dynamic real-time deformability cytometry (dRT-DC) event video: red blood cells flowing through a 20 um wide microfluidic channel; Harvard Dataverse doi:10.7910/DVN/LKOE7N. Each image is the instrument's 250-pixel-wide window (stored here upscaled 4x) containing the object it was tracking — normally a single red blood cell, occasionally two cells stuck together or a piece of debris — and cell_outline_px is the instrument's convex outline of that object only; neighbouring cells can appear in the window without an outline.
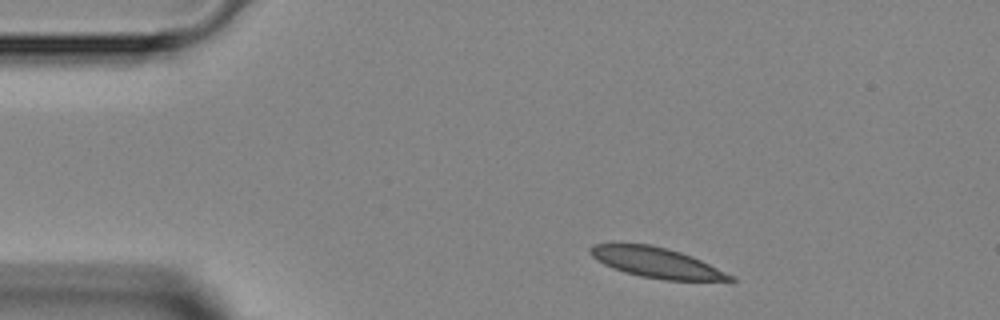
{"species": "Egyptian fruit bat (a non-hibernating species)", "species_latin": "Rousettus aegyptiacus", "temperature_condition": "room temperature", "stored_images_in_passage": 3, "camera_frame_rate_fps": 3000, "um_per_image_px": 0.085, "animal": {"sex": "female"}, "frame": {"image": 1, "passage_image": 1, "time_ms": 0.0, "image_size_px": [1000, 320], "cell_outline_px": [[736, 284], [664, 280], [640, 276], [624, 272], [612, 268], [596, 260], [588, 252], [588, 248], [592, 244], [648, 244], [668, 248], [692, 256], [736, 276]], "centroid_in_image_um": [55.98, 22.39], "position_along_channel_um": 29.0, "area_um2": 25.66}}
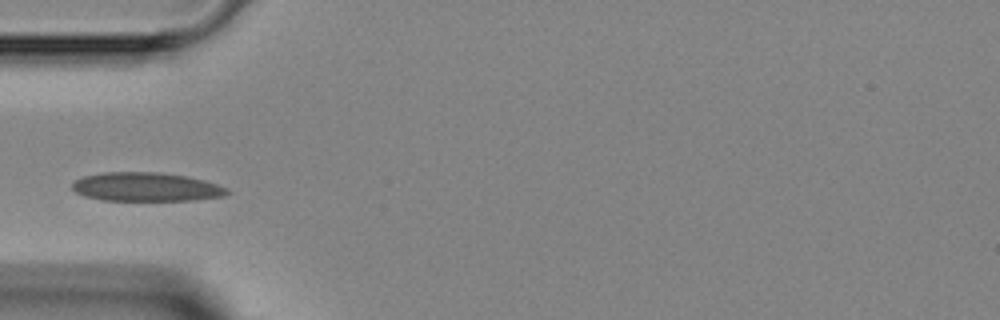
{"frame": {"image": 2, "passage_image": 3, "time_ms": 2.333, "image_size_px": [1000, 320], "cell_outline_px": [[228, 192], [224, 196], [192, 200], [100, 200], [84, 196], [76, 192], [72, 188], [72, 184], [76, 180], [84, 176], [104, 172], [160, 172], [188, 176], [204, 180], [228, 188]], "centroid_in_image_um": [12.41, 15.88], "position_along_channel_um": 72.6, "area_um2": 25.95}}